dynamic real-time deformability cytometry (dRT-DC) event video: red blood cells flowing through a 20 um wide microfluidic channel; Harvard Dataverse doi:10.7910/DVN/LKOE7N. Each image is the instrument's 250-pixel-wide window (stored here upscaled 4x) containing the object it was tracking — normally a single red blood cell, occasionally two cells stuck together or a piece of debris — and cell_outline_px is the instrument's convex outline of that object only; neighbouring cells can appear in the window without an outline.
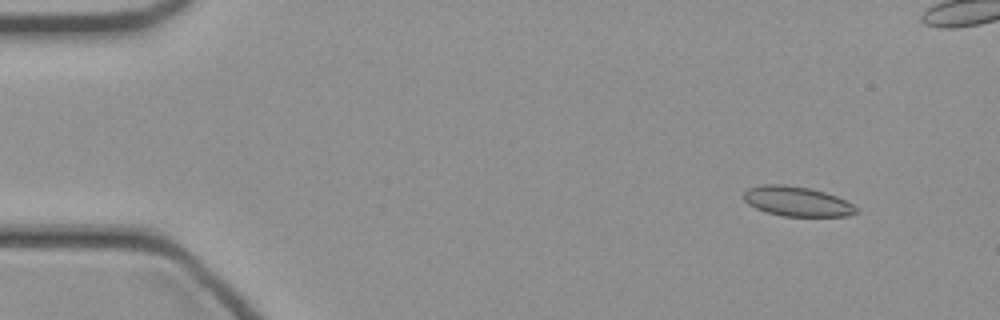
{"species": "common noctule bat (a hibernating species)", "species_latin": "Nyctalus noctula", "temperature_condition": "cold", "stored_images_in_passage": 45, "camera_frame_rate_fps": 3000, "um_per_image_px": 0.085, "animal": {"sex": "female", "body_mass_g": 21.9}, "frame": {"image": 1, "passage_image": 2, "time_ms": 0.333, "image_size_px": [1000, 320], "cell_outline_px": [[860, 212], [848, 216], [780, 216], [756, 208], [748, 204], [744, 200], [744, 192], [748, 188], [764, 184], [784, 184], [812, 188], [836, 196], [852, 204]], "centroid_in_image_um": [67.74, 17.11], "position_along_channel_um": 17.3, "area_um2": 19.54}}
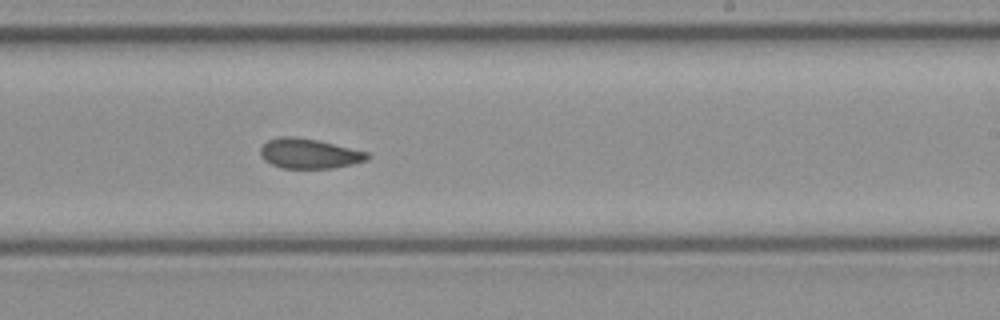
{"frame": {"image": 2, "passage_image": 26, "time_ms": 8.333, "image_size_px": [1000, 320], "cell_outline_px": [[372, 156], [368, 160], [352, 164], [332, 168], [280, 168], [264, 160], [260, 156], [260, 148], [268, 140], [280, 136], [296, 136], [316, 140], [368, 152]], "centroid_in_image_um": [26.27, 13.05], "position_along_channel_um": 262.7, "area_um2": 18.67}}
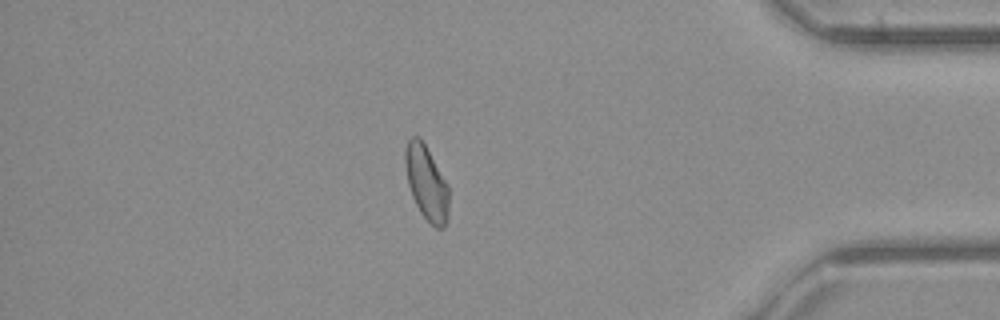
{"frame": {"image": 3, "passage_image": 38, "time_ms": 12.333, "image_size_px": [1000, 320], "cell_outline_px": [[448, 220], [444, 228], [436, 228], [420, 212], [412, 196], [408, 184], [404, 164], [404, 152], [408, 140], [412, 136], [420, 136], [448, 184]], "centroid_in_image_um": [36.24, 15.52], "position_along_channel_um": 399.0, "area_um2": 18.96}}